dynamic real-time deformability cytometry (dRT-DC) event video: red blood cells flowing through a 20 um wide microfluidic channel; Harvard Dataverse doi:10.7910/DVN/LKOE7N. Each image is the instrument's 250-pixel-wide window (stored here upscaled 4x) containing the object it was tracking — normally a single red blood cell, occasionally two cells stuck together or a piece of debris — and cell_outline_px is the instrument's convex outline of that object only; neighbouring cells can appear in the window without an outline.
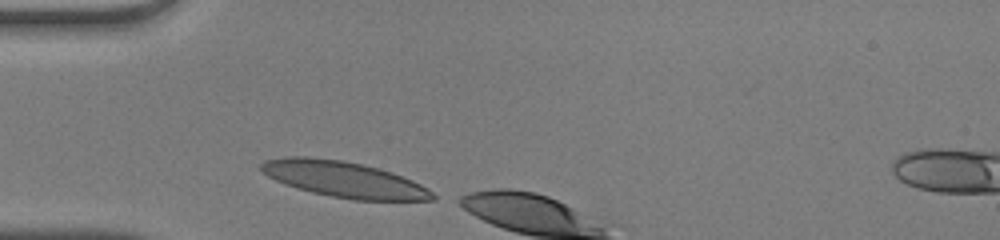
{"species": "human", "species_latin": "Homo sapiens", "temperature_condition": "warm", "stored_images_in_passage": 4, "camera_frame_rate_fps": 3000, "um_per_image_px": 0.085, "donor": {"sex": "male"}, "frame": {"image": 1, "passage_image": 1, "time_ms": 0.0, "image_size_px": [1000, 240], "cell_outline_px": [[436, 200], [352, 200], [312, 192], [296, 188], [276, 180], [268, 176], [260, 168], [260, 164], [264, 160], [284, 156], [308, 156], [344, 160], [392, 172], [412, 180], [428, 188], [436, 196]], "centroid_in_image_um": [29.22, 15.24], "position_along_channel_um": 55.8, "area_um2": 35.78}}